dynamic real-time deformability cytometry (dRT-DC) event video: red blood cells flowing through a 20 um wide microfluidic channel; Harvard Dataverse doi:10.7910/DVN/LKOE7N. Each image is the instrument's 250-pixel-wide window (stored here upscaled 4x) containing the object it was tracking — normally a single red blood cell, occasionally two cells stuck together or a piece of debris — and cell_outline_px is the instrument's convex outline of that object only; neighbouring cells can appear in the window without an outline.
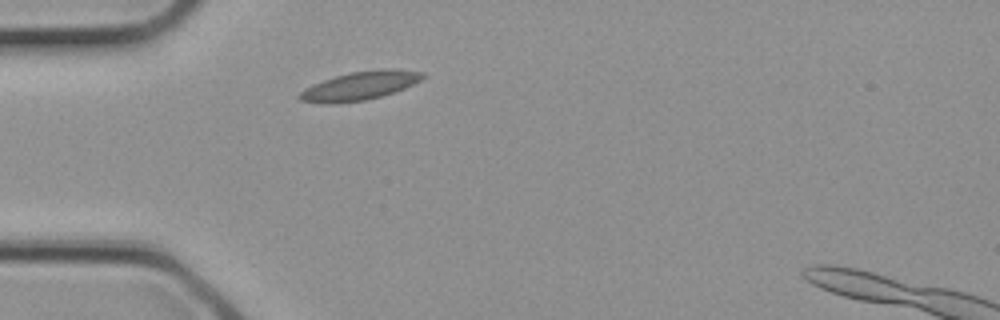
{"species": "common noctule bat (a hibernating species)", "species_latin": "Nyctalus noctula", "temperature_condition": "cold", "stored_images_in_passage": 24, "camera_frame_rate_fps": 3000, "um_per_image_px": 0.085, "animal": {"sex": "female", "body_mass_g": 21.9}, "frame": {"image": 1, "passage_image": 1, "time_ms": 0.0, "image_size_px": [1000, 320], "cell_outline_px": [[428, 76], [404, 88], [380, 96], [364, 100], [332, 104], [328, 104], [300, 100], [296, 96], [304, 88], [324, 80], [336, 76], [352, 72], [380, 68], [396, 68], [424, 72]], "centroid_in_image_um": [30.61, 7.27], "position_along_channel_um": 54.4, "area_um2": 20.46}}
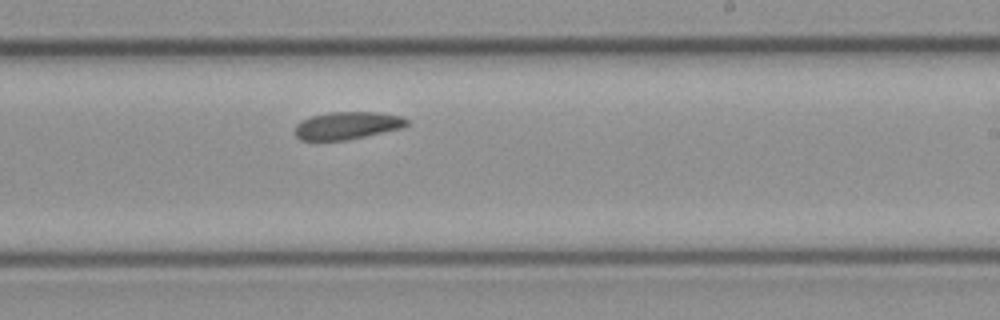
{"frame": {"image": 2, "passage_image": 11, "time_ms": 3.333, "image_size_px": [1000, 320], "cell_outline_px": [[408, 124], [404, 128], [344, 140], [300, 140], [292, 132], [296, 124], [300, 120], [312, 116], [332, 112], [376, 112], [400, 116], [408, 120]], "centroid_in_image_um": [29.47, 10.67], "position_along_channel_um": 259.5, "area_um2": 17.98}}
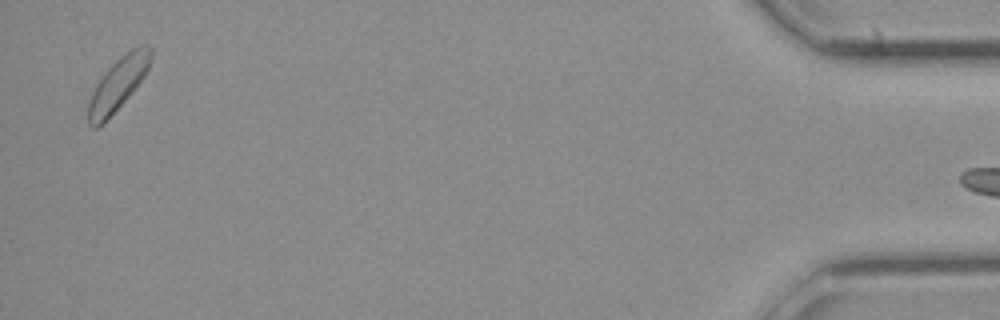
{"frame": {"image": 3, "passage_image": 23, "time_ms": 7.333, "image_size_px": [1000, 320], "cell_outline_px": [[152, 60], [144, 76], [128, 96], [104, 124], [96, 128], [92, 128], [88, 124], [88, 104], [92, 92], [96, 84], [104, 72], [124, 52], [132, 48], [144, 44], [152, 48]], "centroid_in_image_um": [10.02, 7.14], "position_along_channel_um": 425.2, "area_um2": 19.19}}